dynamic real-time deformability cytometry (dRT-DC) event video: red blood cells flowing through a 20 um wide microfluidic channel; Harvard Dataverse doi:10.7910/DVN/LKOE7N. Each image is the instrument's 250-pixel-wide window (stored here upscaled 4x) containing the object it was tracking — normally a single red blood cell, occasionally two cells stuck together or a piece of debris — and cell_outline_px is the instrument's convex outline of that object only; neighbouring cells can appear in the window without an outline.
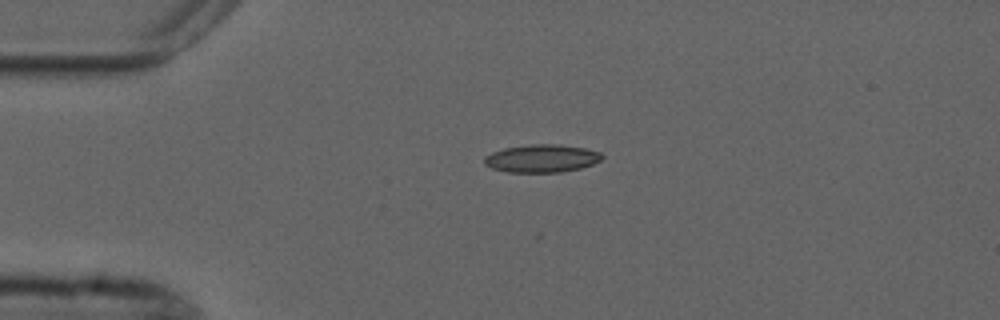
{"species": "common noctule bat (a hibernating species)", "species_latin": "Nyctalus noctula", "temperature_condition": "cold", "stored_images_in_passage": 3, "camera_frame_rate_fps": 3000, "um_per_image_px": 0.085, "animal": {"sex": "male", "forearm_length_mm": 52.5}, "frame": {"image": 1, "passage_image": 1, "time_ms": 0.0, "image_size_px": [1000, 320], "cell_outline_px": [[604, 156], [600, 160], [592, 164], [580, 168], [560, 172], [508, 172], [492, 168], [484, 164], [484, 156], [492, 152], [504, 148], [532, 144], [560, 144], [584, 148], [600, 152]], "centroid_in_image_um": [46.03, 13.46], "position_along_channel_um": 39.0, "area_um2": 19.07}}
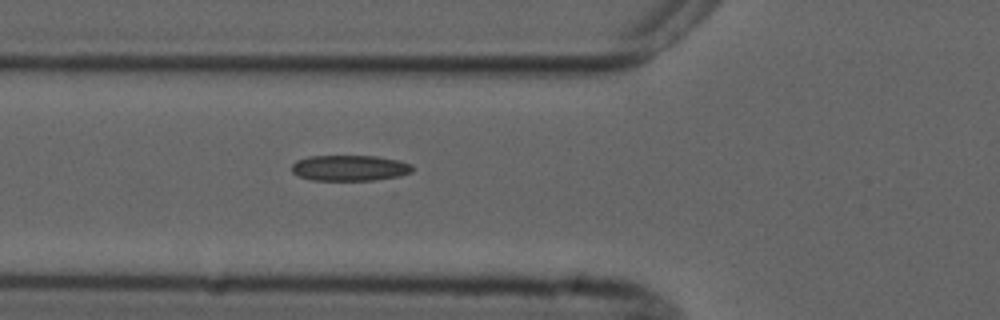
{"frame": {"image": 2, "passage_image": 3, "time_ms": 2.333, "image_size_px": [1000, 320], "cell_outline_px": [[412, 172], [400, 176], [376, 180], [312, 180], [300, 176], [292, 172], [292, 164], [296, 160], [308, 156], [376, 156], [400, 160], [412, 164]], "centroid_in_image_um": [29.74, 14.27], "position_along_channel_um": 96.1, "area_um2": 18.21}}